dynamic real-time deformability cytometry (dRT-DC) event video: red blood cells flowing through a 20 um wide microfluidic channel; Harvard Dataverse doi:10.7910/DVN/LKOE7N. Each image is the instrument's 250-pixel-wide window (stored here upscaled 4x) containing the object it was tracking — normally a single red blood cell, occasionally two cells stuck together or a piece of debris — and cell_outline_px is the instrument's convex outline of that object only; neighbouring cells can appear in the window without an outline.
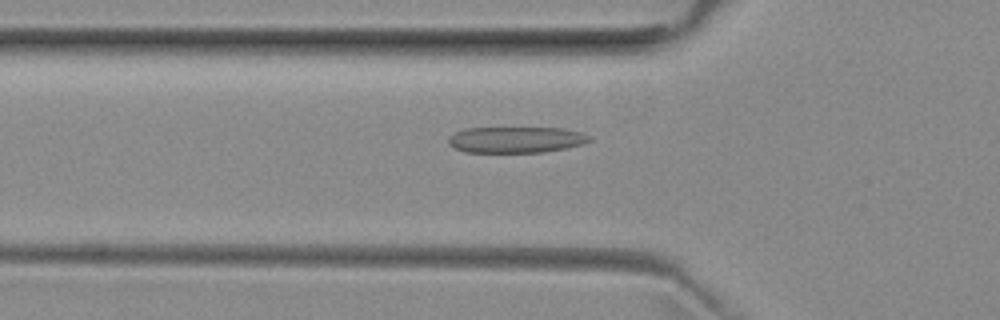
{"species": "common noctule bat (a hibernating species)", "species_latin": "Nyctalus noctula", "temperature_condition": "room temperature", "stored_images_in_passage": 37, "camera_frame_rate_fps": 3000, "um_per_image_px": 0.085, "animal": {"sex": "female", "body_mass_g": 29.2, "forearm_length_mm": 56.3}, "frame": {"image": 1, "passage_image": 5, "time_ms": 1.333, "image_size_px": [1000, 320], "cell_outline_px": [[592, 140], [580, 144], [564, 148], [544, 152], [464, 152], [448, 144], [448, 136], [464, 128], [564, 128], [580, 132], [592, 136]], "centroid_in_image_um": [43.84, 11.87], "position_along_channel_um": 82.0, "area_um2": 21.44}}
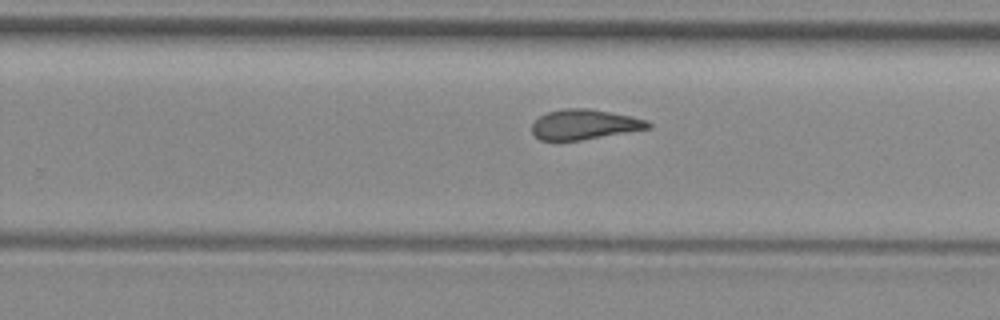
{"frame": {"image": 2, "passage_image": 20, "time_ms": 6.333, "image_size_px": [1000, 320], "cell_outline_px": [[652, 128], [580, 140], [540, 140], [532, 132], [532, 124], [540, 116], [548, 112], [564, 108], [588, 108], [648, 120], [652, 124]], "centroid_in_image_um": [49.68, 10.58], "position_along_channel_um": 280.1, "area_um2": 20.11}}
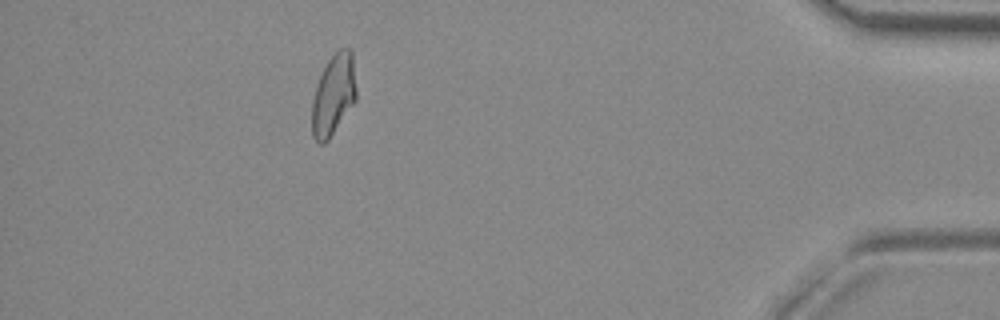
{"frame": {"image": 3, "passage_image": 34, "time_ms": 11.0, "image_size_px": [1000, 320], "cell_outline_px": [[356, 100], [328, 140], [324, 144], [320, 144], [312, 136], [312, 100], [316, 84], [328, 60], [340, 48], [348, 48], [352, 52], [356, 88]], "centroid_in_image_um": [28.34, 8.07], "position_along_channel_um": 406.9, "area_um2": 20.81}, "authors_computed_cell_mechanics": {"area_um2": 20.9236, "velocity_mm_per_s": 3.955, "shape_relaxation_time_tau1_ms": null, "shape_relaxation_time_tau2_ms": 1.5965, "deformation_change_tau1": null, "deformation_change_tau2": 0.0918}}